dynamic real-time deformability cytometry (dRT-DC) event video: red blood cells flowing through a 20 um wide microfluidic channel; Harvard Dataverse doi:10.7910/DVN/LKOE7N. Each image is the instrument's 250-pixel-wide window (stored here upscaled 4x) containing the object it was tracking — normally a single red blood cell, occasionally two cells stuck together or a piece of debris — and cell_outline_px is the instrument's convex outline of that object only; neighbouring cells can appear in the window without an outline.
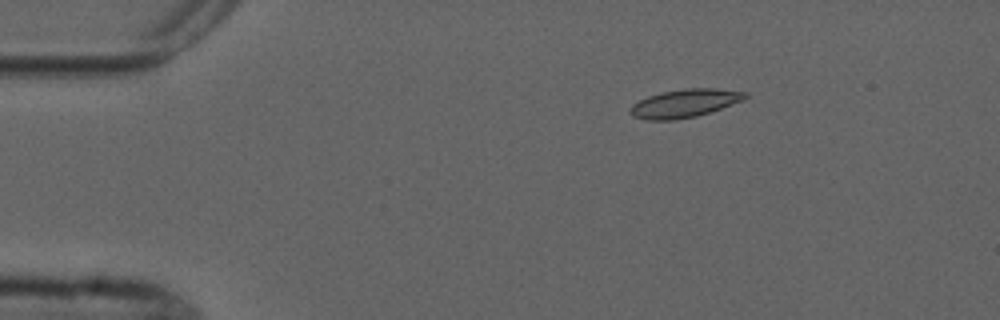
{"species": "common noctule bat (a hibernating species)", "species_latin": "Nyctalus noctula", "temperature_condition": "cold", "stored_images_in_passage": 3, "camera_frame_rate_fps": 3000, "um_per_image_px": 0.085, "animal": {"sex": "male", "forearm_length_mm": 52.5}, "frame": {"image": 1, "passage_image": 2, "time_ms": 2.0, "image_size_px": [1000, 320], "cell_outline_px": [[748, 96], [744, 100], [696, 116], [676, 120], [644, 120], [632, 116], [628, 112], [628, 108], [632, 104], [648, 96], [660, 92], [684, 88], [716, 88], [748, 92]], "centroid_in_image_um": [58.15, 8.78], "position_along_channel_um": 26.8, "area_um2": 19.07}}